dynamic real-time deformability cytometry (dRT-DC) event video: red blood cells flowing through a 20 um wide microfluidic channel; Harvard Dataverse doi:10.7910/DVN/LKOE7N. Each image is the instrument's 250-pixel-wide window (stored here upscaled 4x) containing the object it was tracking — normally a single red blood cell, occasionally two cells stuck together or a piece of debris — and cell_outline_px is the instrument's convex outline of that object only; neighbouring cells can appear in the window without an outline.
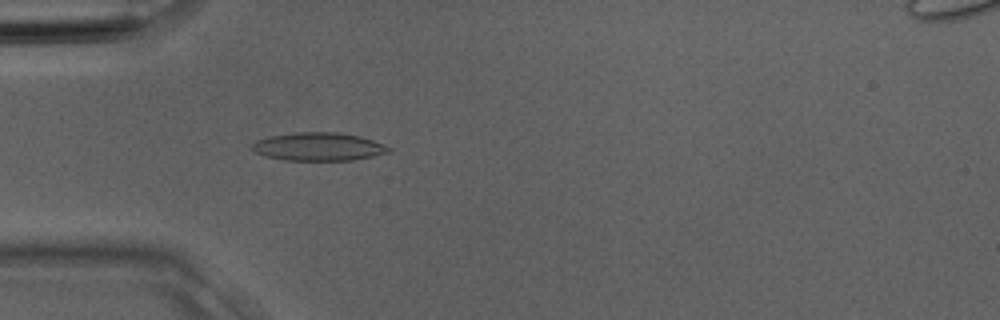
{"species": "Egyptian fruit bat (a non-hibernating species)", "species_latin": "Rousettus aegyptiacus", "temperature_condition": "room temperature", "stored_images_in_passage": 4, "camera_frame_rate_fps": 3000, "um_per_image_px": 0.085, "animal": {"sex": "male"}, "frame": {"image": 1, "passage_image": 4, "time_ms": 1.0, "image_size_px": [1000, 320], "cell_outline_px": [[392, 152], [352, 160], [284, 160], [264, 156], [252, 152], [248, 148], [256, 140], [268, 136], [296, 132], [340, 132], [360, 136], [384, 144], [392, 148]], "centroid_in_image_um": [27.03, 12.46], "position_along_channel_um": 58.0, "area_um2": 22.77}}